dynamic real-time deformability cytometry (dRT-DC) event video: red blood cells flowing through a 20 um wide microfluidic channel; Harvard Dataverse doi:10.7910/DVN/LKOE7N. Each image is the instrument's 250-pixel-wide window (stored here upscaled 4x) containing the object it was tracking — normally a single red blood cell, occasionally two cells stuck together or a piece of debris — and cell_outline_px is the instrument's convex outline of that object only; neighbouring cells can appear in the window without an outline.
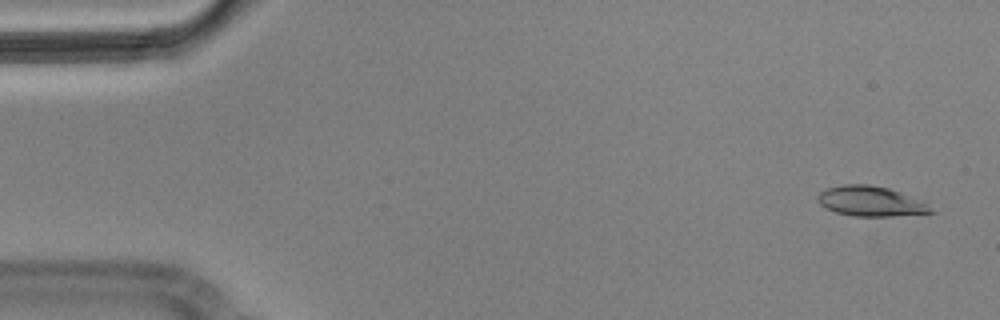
{"species": "Egyptian fruit bat (a non-hibernating species)", "species_latin": "Rousettus aegyptiacus", "temperature_condition": "cold", "stored_images_in_passage": 12, "camera_frame_rate_fps": 3000, "um_per_image_px": 0.085, "animal": {"sex": "male"}, "frame": {"image": 1, "passage_image": 1, "time_ms": 0.0, "image_size_px": [1000, 320], "cell_outline_px": [[936, 212], [892, 216], [852, 216], [836, 212], [824, 208], [816, 200], [816, 196], [820, 192], [828, 188], [844, 184], [868, 184], [888, 188], [924, 200]], "centroid_in_image_um": [74.01, 17.11], "position_along_channel_um": 11.0, "area_um2": 20.0}}
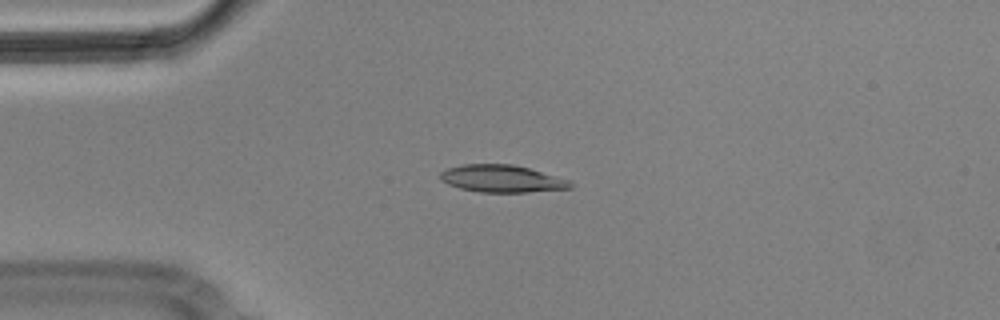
{"frame": {"image": 2, "passage_image": 3, "time_ms": 0.667, "image_size_px": [1000, 320], "cell_outline_px": [[572, 188], [528, 192], [480, 192], [460, 188], [448, 184], [440, 180], [440, 172], [448, 168], [464, 164], [512, 164], [528, 168], [568, 180], [572, 184]], "centroid_in_image_um": [42.62, 15.19], "position_along_channel_um": 42.4, "area_um2": 20.46}}
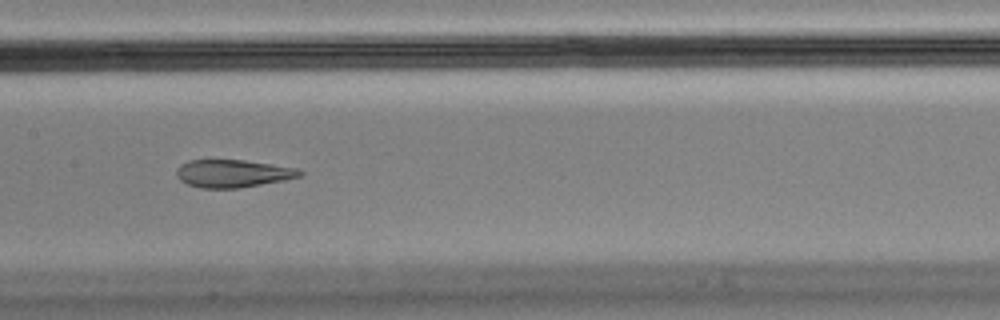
{"frame": {"image": 3, "passage_image": 7, "time_ms": 2.0, "image_size_px": [1000, 320], "cell_outline_px": [[304, 172], [300, 176], [284, 180], [236, 188], [200, 188], [188, 184], [180, 180], [176, 176], [176, 172], [180, 164], [188, 160], [244, 160], [300, 168]], "centroid_in_image_um": [19.79, 14.74], "position_along_channel_um": 187.6, "area_um2": 19.88}}